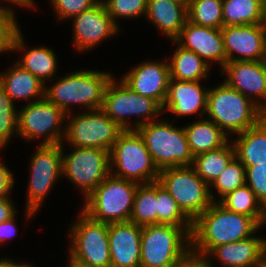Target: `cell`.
Masks as SVG:
<instances>
[{"mask_svg":"<svg viewBox=\"0 0 266 267\" xmlns=\"http://www.w3.org/2000/svg\"><path fill=\"white\" fill-rule=\"evenodd\" d=\"M172 2L178 3L180 5L185 6L186 8H188L190 0H171Z\"/></svg>","mask_w":266,"mask_h":267,"instance_id":"obj_50","label":"cell"},{"mask_svg":"<svg viewBox=\"0 0 266 267\" xmlns=\"http://www.w3.org/2000/svg\"><path fill=\"white\" fill-rule=\"evenodd\" d=\"M129 221L139 226L157 224L156 182L138 185Z\"/></svg>","mask_w":266,"mask_h":267,"instance_id":"obj_32","label":"cell"},{"mask_svg":"<svg viewBox=\"0 0 266 267\" xmlns=\"http://www.w3.org/2000/svg\"><path fill=\"white\" fill-rule=\"evenodd\" d=\"M14 200L16 199L12 196L0 198V223L9 220L19 212Z\"/></svg>","mask_w":266,"mask_h":267,"instance_id":"obj_43","label":"cell"},{"mask_svg":"<svg viewBox=\"0 0 266 267\" xmlns=\"http://www.w3.org/2000/svg\"><path fill=\"white\" fill-rule=\"evenodd\" d=\"M246 185L266 208V164L245 166Z\"/></svg>","mask_w":266,"mask_h":267,"instance_id":"obj_40","label":"cell"},{"mask_svg":"<svg viewBox=\"0 0 266 267\" xmlns=\"http://www.w3.org/2000/svg\"><path fill=\"white\" fill-rule=\"evenodd\" d=\"M223 26L263 24L264 0H222Z\"/></svg>","mask_w":266,"mask_h":267,"instance_id":"obj_31","label":"cell"},{"mask_svg":"<svg viewBox=\"0 0 266 267\" xmlns=\"http://www.w3.org/2000/svg\"><path fill=\"white\" fill-rule=\"evenodd\" d=\"M141 231L131 221L108 224L111 267H140Z\"/></svg>","mask_w":266,"mask_h":267,"instance_id":"obj_22","label":"cell"},{"mask_svg":"<svg viewBox=\"0 0 266 267\" xmlns=\"http://www.w3.org/2000/svg\"><path fill=\"white\" fill-rule=\"evenodd\" d=\"M159 172L139 133L124 130L110 151V174L139 184H149L158 181Z\"/></svg>","mask_w":266,"mask_h":267,"instance_id":"obj_9","label":"cell"},{"mask_svg":"<svg viewBox=\"0 0 266 267\" xmlns=\"http://www.w3.org/2000/svg\"><path fill=\"white\" fill-rule=\"evenodd\" d=\"M235 157L244 166L266 164V119L230 138Z\"/></svg>","mask_w":266,"mask_h":267,"instance_id":"obj_27","label":"cell"},{"mask_svg":"<svg viewBox=\"0 0 266 267\" xmlns=\"http://www.w3.org/2000/svg\"><path fill=\"white\" fill-rule=\"evenodd\" d=\"M193 156L224 146L230 138L213 121L206 117L183 124Z\"/></svg>","mask_w":266,"mask_h":267,"instance_id":"obj_28","label":"cell"},{"mask_svg":"<svg viewBox=\"0 0 266 267\" xmlns=\"http://www.w3.org/2000/svg\"><path fill=\"white\" fill-rule=\"evenodd\" d=\"M8 256V257H7ZM1 256L0 257V267H20V260L11 258V256Z\"/></svg>","mask_w":266,"mask_h":267,"instance_id":"obj_46","label":"cell"},{"mask_svg":"<svg viewBox=\"0 0 266 267\" xmlns=\"http://www.w3.org/2000/svg\"><path fill=\"white\" fill-rule=\"evenodd\" d=\"M20 18L17 13L10 9H0V56L13 55L15 41L22 31ZM12 53V54H11Z\"/></svg>","mask_w":266,"mask_h":267,"instance_id":"obj_38","label":"cell"},{"mask_svg":"<svg viewBox=\"0 0 266 267\" xmlns=\"http://www.w3.org/2000/svg\"><path fill=\"white\" fill-rule=\"evenodd\" d=\"M218 74L230 87L266 111V66L263 61H230Z\"/></svg>","mask_w":266,"mask_h":267,"instance_id":"obj_19","label":"cell"},{"mask_svg":"<svg viewBox=\"0 0 266 267\" xmlns=\"http://www.w3.org/2000/svg\"><path fill=\"white\" fill-rule=\"evenodd\" d=\"M32 263V264H31ZM33 262H30L28 260L26 261H20V267H38L37 265H35Z\"/></svg>","mask_w":266,"mask_h":267,"instance_id":"obj_49","label":"cell"},{"mask_svg":"<svg viewBox=\"0 0 266 267\" xmlns=\"http://www.w3.org/2000/svg\"><path fill=\"white\" fill-rule=\"evenodd\" d=\"M100 0H47L48 5L52 9L51 13H55L54 18L60 24L68 22L76 15L83 11L89 10ZM56 16V17H55Z\"/></svg>","mask_w":266,"mask_h":267,"instance_id":"obj_39","label":"cell"},{"mask_svg":"<svg viewBox=\"0 0 266 267\" xmlns=\"http://www.w3.org/2000/svg\"><path fill=\"white\" fill-rule=\"evenodd\" d=\"M5 67L7 70L0 72V86L15 104H29L45 97V85L37 77L15 61Z\"/></svg>","mask_w":266,"mask_h":267,"instance_id":"obj_24","label":"cell"},{"mask_svg":"<svg viewBox=\"0 0 266 267\" xmlns=\"http://www.w3.org/2000/svg\"><path fill=\"white\" fill-rule=\"evenodd\" d=\"M174 50H172L168 59L170 78L178 81H202L209 82L210 75L214 67L200 58L195 52L179 46L174 40H170ZM212 69V70H211Z\"/></svg>","mask_w":266,"mask_h":267,"instance_id":"obj_26","label":"cell"},{"mask_svg":"<svg viewBox=\"0 0 266 267\" xmlns=\"http://www.w3.org/2000/svg\"><path fill=\"white\" fill-rule=\"evenodd\" d=\"M245 184V166L234 157L210 185L212 201L218 202L226 194Z\"/></svg>","mask_w":266,"mask_h":267,"instance_id":"obj_33","label":"cell"},{"mask_svg":"<svg viewBox=\"0 0 266 267\" xmlns=\"http://www.w3.org/2000/svg\"><path fill=\"white\" fill-rule=\"evenodd\" d=\"M260 228L251 217L213 202L193 222L191 254L204 258L214 247L249 238Z\"/></svg>","mask_w":266,"mask_h":267,"instance_id":"obj_2","label":"cell"},{"mask_svg":"<svg viewBox=\"0 0 266 267\" xmlns=\"http://www.w3.org/2000/svg\"><path fill=\"white\" fill-rule=\"evenodd\" d=\"M174 267H208L204 258L190 254L186 259Z\"/></svg>","mask_w":266,"mask_h":267,"instance_id":"obj_44","label":"cell"},{"mask_svg":"<svg viewBox=\"0 0 266 267\" xmlns=\"http://www.w3.org/2000/svg\"><path fill=\"white\" fill-rule=\"evenodd\" d=\"M187 20L200 26L221 29L222 0H191L187 8Z\"/></svg>","mask_w":266,"mask_h":267,"instance_id":"obj_34","label":"cell"},{"mask_svg":"<svg viewBox=\"0 0 266 267\" xmlns=\"http://www.w3.org/2000/svg\"><path fill=\"white\" fill-rule=\"evenodd\" d=\"M120 78L134 92L164 105L170 81V69L167 57L162 59H144L134 64Z\"/></svg>","mask_w":266,"mask_h":267,"instance_id":"obj_16","label":"cell"},{"mask_svg":"<svg viewBox=\"0 0 266 267\" xmlns=\"http://www.w3.org/2000/svg\"><path fill=\"white\" fill-rule=\"evenodd\" d=\"M218 203L229 211L251 217L260 227L266 226V208L246 184L226 194Z\"/></svg>","mask_w":266,"mask_h":267,"instance_id":"obj_29","label":"cell"},{"mask_svg":"<svg viewBox=\"0 0 266 267\" xmlns=\"http://www.w3.org/2000/svg\"><path fill=\"white\" fill-rule=\"evenodd\" d=\"M33 152L27 168L29 181L27 186L25 185L27 187L25 191L27 196L23 204L25 222H31L35 216L37 217L43 204L47 203V197L52 194L51 191L62 179L61 144L36 145Z\"/></svg>","mask_w":266,"mask_h":267,"instance_id":"obj_5","label":"cell"},{"mask_svg":"<svg viewBox=\"0 0 266 267\" xmlns=\"http://www.w3.org/2000/svg\"><path fill=\"white\" fill-rule=\"evenodd\" d=\"M157 224H170L174 226H193V222L182 212L175 199L157 181Z\"/></svg>","mask_w":266,"mask_h":267,"instance_id":"obj_35","label":"cell"},{"mask_svg":"<svg viewBox=\"0 0 266 267\" xmlns=\"http://www.w3.org/2000/svg\"><path fill=\"white\" fill-rule=\"evenodd\" d=\"M220 81L209 87L205 117L231 138L255 126L264 112L239 91Z\"/></svg>","mask_w":266,"mask_h":267,"instance_id":"obj_3","label":"cell"},{"mask_svg":"<svg viewBox=\"0 0 266 267\" xmlns=\"http://www.w3.org/2000/svg\"><path fill=\"white\" fill-rule=\"evenodd\" d=\"M0 156V198H5L9 196H14L11 193L15 189V184L17 185L16 175L11 170V167L9 168L8 164L4 162L2 157V151Z\"/></svg>","mask_w":266,"mask_h":267,"instance_id":"obj_41","label":"cell"},{"mask_svg":"<svg viewBox=\"0 0 266 267\" xmlns=\"http://www.w3.org/2000/svg\"><path fill=\"white\" fill-rule=\"evenodd\" d=\"M258 267H266V259Z\"/></svg>","mask_w":266,"mask_h":267,"instance_id":"obj_53","label":"cell"},{"mask_svg":"<svg viewBox=\"0 0 266 267\" xmlns=\"http://www.w3.org/2000/svg\"><path fill=\"white\" fill-rule=\"evenodd\" d=\"M221 33L227 62L263 60L266 39L263 24L223 26Z\"/></svg>","mask_w":266,"mask_h":267,"instance_id":"obj_21","label":"cell"},{"mask_svg":"<svg viewBox=\"0 0 266 267\" xmlns=\"http://www.w3.org/2000/svg\"><path fill=\"white\" fill-rule=\"evenodd\" d=\"M32 10L37 11L36 9L39 7L36 4L38 3L36 0H23ZM36 1V2H35Z\"/></svg>","mask_w":266,"mask_h":267,"instance_id":"obj_48","label":"cell"},{"mask_svg":"<svg viewBox=\"0 0 266 267\" xmlns=\"http://www.w3.org/2000/svg\"><path fill=\"white\" fill-rule=\"evenodd\" d=\"M21 31L15 41L14 55L19 53L14 61L23 69L37 77L44 85L56 78L59 72V58L50 46L38 45L27 46L25 33Z\"/></svg>","mask_w":266,"mask_h":267,"instance_id":"obj_23","label":"cell"},{"mask_svg":"<svg viewBox=\"0 0 266 267\" xmlns=\"http://www.w3.org/2000/svg\"><path fill=\"white\" fill-rule=\"evenodd\" d=\"M66 253L68 256L66 257L67 258V261H66L67 264H65V265H67V266H64V267H92L91 265H88L87 263L82 262V261L72 257L67 251H66Z\"/></svg>","mask_w":266,"mask_h":267,"instance_id":"obj_47","label":"cell"},{"mask_svg":"<svg viewBox=\"0 0 266 267\" xmlns=\"http://www.w3.org/2000/svg\"><path fill=\"white\" fill-rule=\"evenodd\" d=\"M174 41L182 48L195 52L208 66L216 67L217 64L218 73L227 63L221 29L200 26L187 20Z\"/></svg>","mask_w":266,"mask_h":267,"instance_id":"obj_20","label":"cell"},{"mask_svg":"<svg viewBox=\"0 0 266 267\" xmlns=\"http://www.w3.org/2000/svg\"><path fill=\"white\" fill-rule=\"evenodd\" d=\"M235 157L231 140L224 146L194 156L192 167L197 175L209 186Z\"/></svg>","mask_w":266,"mask_h":267,"instance_id":"obj_30","label":"cell"},{"mask_svg":"<svg viewBox=\"0 0 266 267\" xmlns=\"http://www.w3.org/2000/svg\"><path fill=\"white\" fill-rule=\"evenodd\" d=\"M204 83L206 82L202 84V81L186 82L170 79L167 97L162 106L163 115L168 114L166 118L175 122L183 117H205L210 85L209 82ZM171 116L173 119L170 118Z\"/></svg>","mask_w":266,"mask_h":267,"instance_id":"obj_17","label":"cell"},{"mask_svg":"<svg viewBox=\"0 0 266 267\" xmlns=\"http://www.w3.org/2000/svg\"><path fill=\"white\" fill-rule=\"evenodd\" d=\"M18 215H20L19 212L9 220L0 223V248H3V245L7 246L9 241L12 242L20 234V231H18Z\"/></svg>","mask_w":266,"mask_h":267,"instance_id":"obj_42","label":"cell"},{"mask_svg":"<svg viewBox=\"0 0 266 267\" xmlns=\"http://www.w3.org/2000/svg\"><path fill=\"white\" fill-rule=\"evenodd\" d=\"M263 63L266 66V39H265V48H264V56H263Z\"/></svg>","mask_w":266,"mask_h":267,"instance_id":"obj_52","label":"cell"},{"mask_svg":"<svg viewBox=\"0 0 266 267\" xmlns=\"http://www.w3.org/2000/svg\"><path fill=\"white\" fill-rule=\"evenodd\" d=\"M113 21L122 29L119 21L138 20L146 14L148 0H101ZM122 19V20H121Z\"/></svg>","mask_w":266,"mask_h":267,"instance_id":"obj_37","label":"cell"},{"mask_svg":"<svg viewBox=\"0 0 266 267\" xmlns=\"http://www.w3.org/2000/svg\"><path fill=\"white\" fill-rule=\"evenodd\" d=\"M124 130L101 109L67 114L61 146L98 148L111 151Z\"/></svg>","mask_w":266,"mask_h":267,"instance_id":"obj_13","label":"cell"},{"mask_svg":"<svg viewBox=\"0 0 266 267\" xmlns=\"http://www.w3.org/2000/svg\"><path fill=\"white\" fill-rule=\"evenodd\" d=\"M16 105L18 104H15L0 86V151H5L6 147L12 141L15 142V138L18 137V106Z\"/></svg>","mask_w":266,"mask_h":267,"instance_id":"obj_36","label":"cell"},{"mask_svg":"<svg viewBox=\"0 0 266 267\" xmlns=\"http://www.w3.org/2000/svg\"><path fill=\"white\" fill-rule=\"evenodd\" d=\"M193 226H142L140 267H174L191 254Z\"/></svg>","mask_w":266,"mask_h":267,"instance_id":"obj_4","label":"cell"},{"mask_svg":"<svg viewBox=\"0 0 266 267\" xmlns=\"http://www.w3.org/2000/svg\"><path fill=\"white\" fill-rule=\"evenodd\" d=\"M18 7L21 10H32L23 0H0V9H10L16 12Z\"/></svg>","mask_w":266,"mask_h":267,"instance_id":"obj_45","label":"cell"},{"mask_svg":"<svg viewBox=\"0 0 266 267\" xmlns=\"http://www.w3.org/2000/svg\"><path fill=\"white\" fill-rule=\"evenodd\" d=\"M254 235L214 247L204 260L208 267H258L266 259V235ZM259 235V236H258Z\"/></svg>","mask_w":266,"mask_h":267,"instance_id":"obj_18","label":"cell"},{"mask_svg":"<svg viewBox=\"0 0 266 267\" xmlns=\"http://www.w3.org/2000/svg\"><path fill=\"white\" fill-rule=\"evenodd\" d=\"M70 149V150H67ZM70 147V148H69ZM69 151V152H68ZM110 174V152L98 148L62 146V181L65 178L87 197Z\"/></svg>","mask_w":266,"mask_h":267,"instance_id":"obj_12","label":"cell"},{"mask_svg":"<svg viewBox=\"0 0 266 267\" xmlns=\"http://www.w3.org/2000/svg\"><path fill=\"white\" fill-rule=\"evenodd\" d=\"M72 47L79 56L83 53L93 52L101 43L110 41L111 37L121 36V29L108 14L103 2L100 0L89 10L72 17ZM118 34V35H117Z\"/></svg>","mask_w":266,"mask_h":267,"instance_id":"obj_15","label":"cell"},{"mask_svg":"<svg viewBox=\"0 0 266 267\" xmlns=\"http://www.w3.org/2000/svg\"><path fill=\"white\" fill-rule=\"evenodd\" d=\"M100 109L123 130H136L163 116L155 100L134 92L115 73L106 86Z\"/></svg>","mask_w":266,"mask_h":267,"instance_id":"obj_6","label":"cell"},{"mask_svg":"<svg viewBox=\"0 0 266 267\" xmlns=\"http://www.w3.org/2000/svg\"><path fill=\"white\" fill-rule=\"evenodd\" d=\"M263 26L266 28V0H264V9H263Z\"/></svg>","mask_w":266,"mask_h":267,"instance_id":"obj_51","label":"cell"},{"mask_svg":"<svg viewBox=\"0 0 266 267\" xmlns=\"http://www.w3.org/2000/svg\"><path fill=\"white\" fill-rule=\"evenodd\" d=\"M146 21L163 35L164 39L174 40L187 21V8L171 0H148ZM166 37V38H165Z\"/></svg>","mask_w":266,"mask_h":267,"instance_id":"obj_25","label":"cell"},{"mask_svg":"<svg viewBox=\"0 0 266 267\" xmlns=\"http://www.w3.org/2000/svg\"><path fill=\"white\" fill-rule=\"evenodd\" d=\"M113 70L78 68L58 74L45 85V98L66 114L98 110Z\"/></svg>","mask_w":266,"mask_h":267,"instance_id":"obj_1","label":"cell"},{"mask_svg":"<svg viewBox=\"0 0 266 267\" xmlns=\"http://www.w3.org/2000/svg\"><path fill=\"white\" fill-rule=\"evenodd\" d=\"M18 106V138L21 141L28 144L36 141L35 145L62 143L67 114L61 108L45 97Z\"/></svg>","mask_w":266,"mask_h":267,"instance_id":"obj_10","label":"cell"},{"mask_svg":"<svg viewBox=\"0 0 266 267\" xmlns=\"http://www.w3.org/2000/svg\"><path fill=\"white\" fill-rule=\"evenodd\" d=\"M158 182L170 193L192 222L213 203L210 186L197 175L192 166L162 169L159 172Z\"/></svg>","mask_w":266,"mask_h":267,"instance_id":"obj_14","label":"cell"},{"mask_svg":"<svg viewBox=\"0 0 266 267\" xmlns=\"http://www.w3.org/2000/svg\"><path fill=\"white\" fill-rule=\"evenodd\" d=\"M78 210L76 218L67 225V252L92 267H111L108 224L95 221Z\"/></svg>","mask_w":266,"mask_h":267,"instance_id":"obj_11","label":"cell"},{"mask_svg":"<svg viewBox=\"0 0 266 267\" xmlns=\"http://www.w3.org/2000/svg\"><path fill=\"white\" fill-rule=\"evenodd\" d=\"M139 183L109 174L80 204V210L102 223L130 220ZM82 204V205H81Z\"/></svg>","mask_w":266,"mask_h":267,"instance_id":"obj_8","label":"cell"},{"mask_svg":"<svg viewBox=\"0 0 266 267\" xmlns=\"http://www.w3.org/2000/svg\"><path fill=\"white\" fill-rule=\"evenodd\" d=\"M175 124V121L162 116L136 129L159 171L169 167L192 166L194 156L184 127Z\"/></svg>","mask_w":266,"mask_h":267,"instance_id":"obj_7","label":"cell"}]
</instances>
